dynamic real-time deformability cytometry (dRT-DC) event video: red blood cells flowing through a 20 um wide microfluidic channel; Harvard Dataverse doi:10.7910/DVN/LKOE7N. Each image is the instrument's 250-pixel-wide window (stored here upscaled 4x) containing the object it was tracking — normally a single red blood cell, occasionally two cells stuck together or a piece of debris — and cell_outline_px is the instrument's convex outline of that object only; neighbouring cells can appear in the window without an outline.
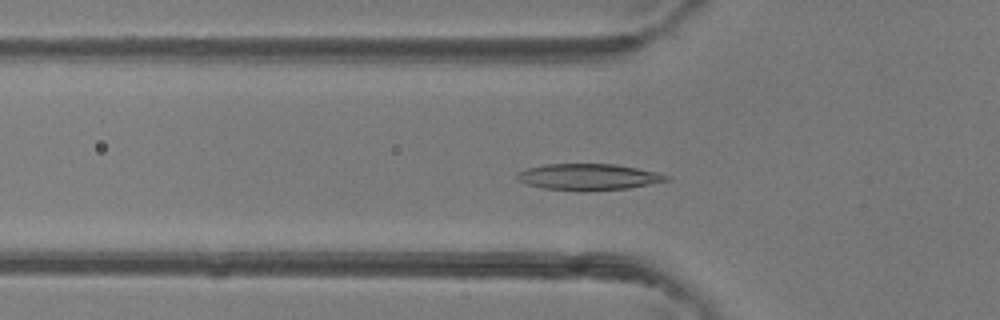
{"species": "common noctule bat (a hibernating species)", "species_latin": "Nyctalus noctula", "temperature_condition": "room temperature", "stored_images_in_passage": 40, "camera_frame_rate_fps": 3000, "um_per_image_px": 0.085, "animal": {"sex": "female"}, "frame": {"image": 1, "passage_image": 9, "time_ms": 2.667, "image_size_px": [1000, 320], "cell_outline_px": [[672, 180], [628, 188], [580, 192], [544, 188], [528, 184], [516, 180], [516, 172], [528, 168], [544, 164], [616, 164], [656, 172], [672, 176]], "centroid_in_image_um": [50.02, 15.04], "position_along_channel_um": 75.8, "area_um2": 23.18}}
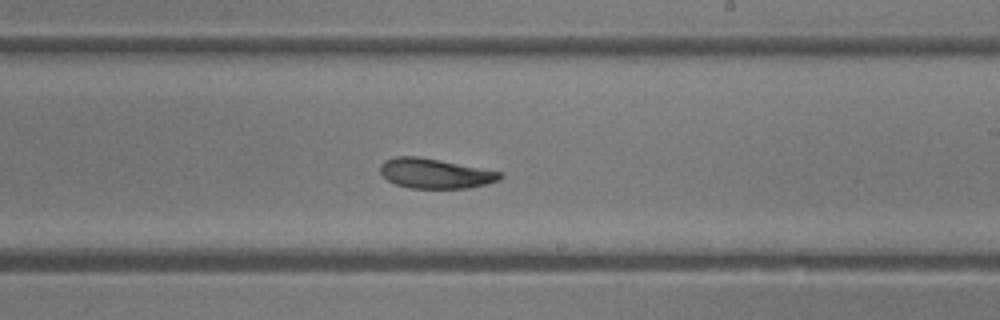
{"frame": {"image": 2, "passage_image": 21, "time_ms": 6.667, "image_size_px": [1000, 320], "cell_outline_px": [[504, 176], [500, 180], [468, 188], [408, 188], [396, 184], [388, 180], [380, 172], [380, 164], [384, 160], [396, 156], [416, 156], [440, 160], [504, 172]], "centroid_in_image_um": [37.0, 14.74], "position_along_channel_um": 252.0, "area_um2": 20.92}}
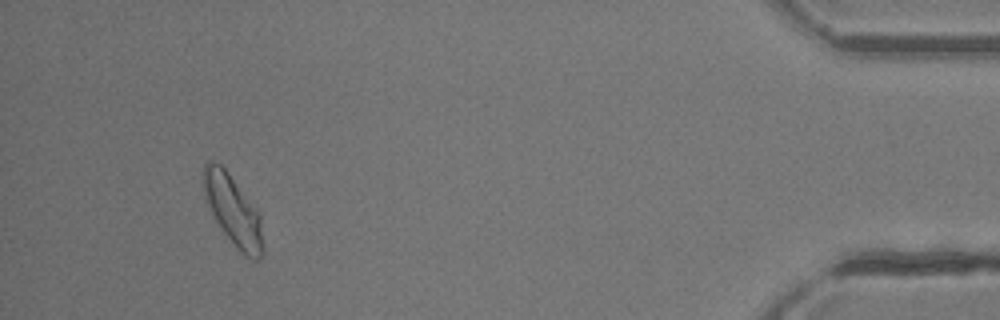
{"frame": {"image": 3, "passage_image": 37, "time_ms": 12.0, "image_size_px": [1000, 320], "cell_outline_px": [[264, 256], [256, 260], [252, 260], [244, 256], [240, 252], [224, 232], [216, 220], [204, 200], [204, 164], [208, 160], [212, 160], [220, 164], [228, 172], [260, 216], [264, 248]], "centroid_in_image_um": [19.81, 17.94], "position_along_channel_um": 415.4, "area_um2": 23.99}, "authors_computed_cell_mechanics": {"area_um2": 21.8195, "velocity_mm_per_s": 4.3926, "shape_relaxation_time_tau1_ms": 2.8722, "shape_relaxation_time_tau2_ms": 1.6707, "deformation_change_tau1": 0.1291, "deformation_change_tau2": 0.0755}}